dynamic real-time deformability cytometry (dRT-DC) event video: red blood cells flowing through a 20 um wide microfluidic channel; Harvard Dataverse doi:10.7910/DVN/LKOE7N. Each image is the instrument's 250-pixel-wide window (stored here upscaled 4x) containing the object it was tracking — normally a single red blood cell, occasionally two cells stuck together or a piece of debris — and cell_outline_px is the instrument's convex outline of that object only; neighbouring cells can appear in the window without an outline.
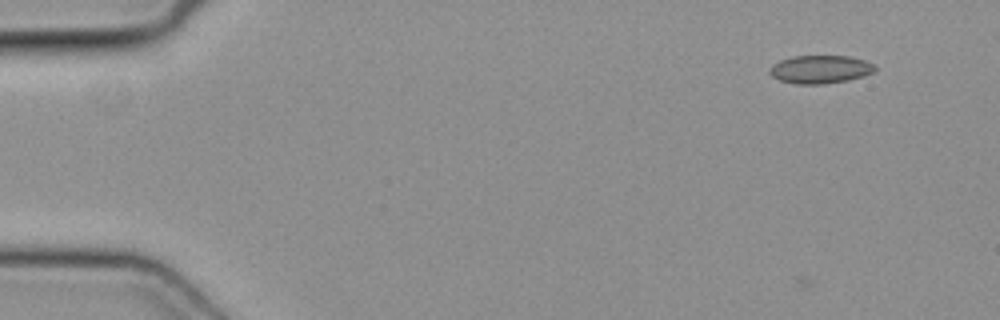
{"species": "common noctule bat (a hibernating species)", "species_latin": "Nyctalus noctula", "temperature_condition": "cold", "stored_images_in_passage": 12, "camera_frame_rate_fps": 3000, "um_per_image_px": 0.085, "animal": {"sex": "female", "body_mass_g": 19.3, "forearm_length_mm": 54.1}, "frame": {"image": 1, "passage_image": 3, "time_ms": 0.667, "image_size_px": [1000, 320], "cell_outline_px": [[876, 68], [872, 72], [864, 76], [848, 80], [824, 84], [796, 84], [780, 80], [772, 76], [768, 72], [768, 68], [772, 64], [780, 60], [792, 56], [852, 56], [864, 60], [872, 64]], "centroid_in_image_um": [69.68, 5.89], "position_along_channel_um": 15.3, "area_um2": 17.34}}